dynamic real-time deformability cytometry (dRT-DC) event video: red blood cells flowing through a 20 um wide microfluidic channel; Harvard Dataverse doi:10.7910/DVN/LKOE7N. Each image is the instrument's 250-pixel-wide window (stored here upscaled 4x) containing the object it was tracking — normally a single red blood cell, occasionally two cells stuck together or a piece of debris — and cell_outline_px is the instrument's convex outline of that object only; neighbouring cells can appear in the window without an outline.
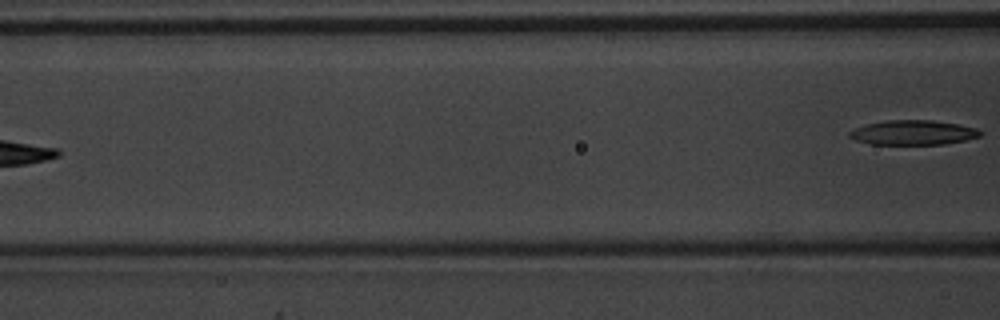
{"species": "common noctule bat (a hibernating species)", "species_latin": "Nyctalus noctula", "temperature_condition": "warm", "stored_images_in_passage": 7, "camera_frame_rate_fps": 3000, "um_per_image_px": 0.085, "animal": {"sex": "male", "body_mass_g": 20.1, "forearm_length_mm": 53.5}, "frame": {"image": 1, "passage_image": 7, "time_ms": 2.0, "image_size_px": [1000, 320], "cell_outline_px": [[984, 132], [980, 136], [964, 140], [944, 144], [872, 144], [856, 140], [848, 136], [848, 132], [856, 128], [868, 124], [888, 120], [932, 120], [956, 124], [976, 128]], "centroid_in_image_um": [77.63, 11.27], "position_along_channel_um": 89.0, "area_um2": 18.55}}